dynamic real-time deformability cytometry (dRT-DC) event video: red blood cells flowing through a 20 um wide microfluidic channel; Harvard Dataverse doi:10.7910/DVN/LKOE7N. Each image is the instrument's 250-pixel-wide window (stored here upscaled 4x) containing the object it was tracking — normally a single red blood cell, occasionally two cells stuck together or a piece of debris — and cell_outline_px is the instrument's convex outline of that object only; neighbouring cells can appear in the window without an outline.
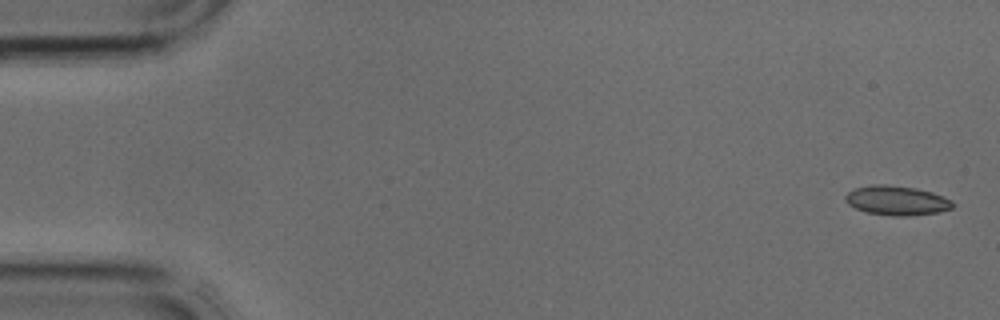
{"species": "common noctule bat (a hibernating species)", "species_latin": "Nyctalus noctula", "temperature_condition": "cold", "stored_images_in_passage": 4, "camera_frame_rate_fps": 3000, "um_per_image_px": 0.085, "animal": {"sex": "male", "body_mass_g": 17.9, "forearm_length_mm": 54.2}, "frame": {"image": 1, "passage_image": 1, "time_ms": 0.0, "image_size_px": [1000, 320], "cell_outline_px": [[956, 204], [952, 208], [940, 212], [908, 216], [892, 216], [868, 212], [856, 208], [848, 204], [844, 200], [844, 196], [848, 192], [856, 188], [872, 184], [884, 184], [916, 188], [932, 192], [952, 200]], "centroid_in_image_um": [76.24, 17.04], "position_along_channel_um": 8.8, "area_um2": 18.5}}